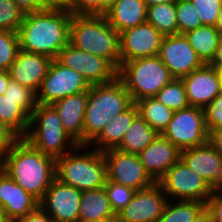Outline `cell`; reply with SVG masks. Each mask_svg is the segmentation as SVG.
Returning a JSON list of instances; mask_svg holds the SVG:
<instances>
[{"label": "cell", "mask_w": 222, "mask_h": 222, "mask_svg": "<svg viewBox=\"0 0 222 222\" xmlns=\"http://www.w3.org/2000/svg\"><path fill=\"white\" fill-rule=\"evenodd\" d=\"M3 169L17 184L39 202L56 178V159L18 138L0 159Z\"/></svg>", "instance_id": "cell-1"}, {"label": "cell", "mask_w": 222, "mask_h": 222, "mask_svg": "<svg viewBox=\"0 0 222 222\" xmlns=\"http://www.w3.org/2000/svg\"><path fill=\"white\" fill-rule=\"evenodd\" d=\"M72 13L49 10L25 14L18 30L20 50L56 59L69 43Z\"/></svg>", "instance_id": "cell-2"}, {"label": "cell", "mask_w": 222, "mask_h": 222, "mask_svg": "<svg viewBox=\"0 0 222 222\" xmlns=\"http://www.w3.org/2000/svg\"><path fill=\"white\" fill-rule=\"evenodd\" d=\"M69 43L84 52L109 60L119 70L120 34L103 14H72Z\"/></svg>", "instance_id": "cell-3"}, {"label": "cell", "mask_w": 222, "mask_h": 222, "mask_svg": "<svg viewBox=\"0 0 222 222\" xmlns=\"http://www.w3.org/2000/svg\"><path fill=\"white\" fill-rule=\"evenodd\" d=\"M132 104L131 96L119 78L106 84L91 85L84 115L83 145H89L109 121Z\"/></svg>", "instance_id": "cell-4"}, {"label": "cell", "mask_w": 222, "mask_h": 222, "mask_svg": "<svg viewBox=\"0 0 222 222\" xmlns=\"http://www.w3.org/2000/svg\"><path fill=\"white\" fill-rule=\"evenodd\" d=\"M89 148V145H77L56 158V179L81 191L102 188L107 179L103 152Z\"/></svg>", "instance_id": "cell-5"}, {"label": "cell", "mask_w": 222, "mask_h": 222, "mask_svg": "<svg viewBox=\"0 0 222 222\" xmlns=\"http://www.w3.org/2000/svg\"><path fill=\"white\" fill-rule=\"evenodd\" d=\"M34 148L53 158H59L78 144L64 130L56 109L51 104H37L30 116L24 137Z\"/></svg>", "instance_id": "cell-6"}, {"label": "cell", "mask_w": 222, "mask_h": 222, "mask_svg": "<svg viewBox=\"0 0 222 222\" xmlns=\"http://www.w3.org/2000/svg\"><path fill=\"white\" fill-rule=\"evenodd\" d=\"M118 78L133 103L154 97L173 77L158 55L121 62Z\"/></svg>", "instance_id": "cell-7"}, {"label": "cell", "mask_w": 222, "mask_h": 222, "mask_svg": "<svg viewBox=\"0 0 222 222\" xmlns=\"http://www.w3.org/2000/svg\"><path fill=\"white\" fill-rule=\"evenodd\" d=\"M168 200L198 201L206 204L212 187L181 159L157 181Z\"/></svg>", "instance_id": "cell-8"}, {"label": "cell", "mask_w": 222, "mask_h": 222, "mask_svg": "<svg viewBox=\"0 0 222 222\" xmlns=\"http://www.w3.org/2000/svg\"><path fill=\"white\" fill-rule=\"evenodd\" d=\"M162 135L180 151L204 145L209 141L204 109L189 106L175 111Z\"/></svg>", "instance_id": "cell-9"}, {"label": "cell", "mask_w": 222, "mask_h": 222, "mask_svg": "<svg viewBox=\"0 0 222 222\" xmlns=\"http://www.w3.org/2000/svg\"><path fill=\"white\" fill-rule=\"evenodd\" d=\"M56 60L85 78L89 85L106 84L118 78V69L107 59L80 50L70 43L63 47Z\"/></svg>", "instance_id": "cell-10"}, {"label": "cell", "mask_w": 222, "mask_h": 222, "mask_svg": "<svg viewBox=\"0 0 222 222\" xmlns=\"http://www.w3.org/2000/svg\"><path fill=\"white\" fill-rule=\"evenodd\" d=\"M89 88L90 85L83 75L52 59L37 92V104H53L59 99L88 91Z\"/></svg>", "instance_id": "cell-11"}, {"label": "cell", "mask_w": 222, "mask_h": 222, "mask_svg": "<svg viewBox=\"0 0 222 222\" xmlns=\"http://www.w3.org/2000/svg\"><path fill=\"white\" fill-rule=\"evenodd\" d=\"M103 156L108 180L133 188L135 191L155 183L145 171L137 154L110 149L104 151Z\"/></svg>", "instance_id": "cell-12"}, {"label": "cell", "mask_w": 222, "mask_h": 222, "mask_svg": "<svg viewBox=\"0 0 222 222\" xmlns=\"http://www.w3.org/2000/svg\"><path fill=\"white\" fill-rule=\"evenodd\" d=\"M158 56L176 79L183 78L204 64L182 34L164 36Z\"/></svg>", "instance_id": "cell-13"}, {"label": "cell", "mask_w": 222, "mask_h": 222, "mask_svg": "<svg viewBox=\"0 0 222 222\" xmlns=\"http://www.w3.org/2000/svg\"><path fill=\"white\" fill-rule=\"evenodd\" d=\"M82 191L54 179L39 206L53 222H78Z\"/></svg>", "instance_id": "cell-14"}, {"label": "cell", "mask_w": 222, "mask_h": 222, "mask_svg": "<svg viewBox=\"0 0 222 222\" xmlns=\"http://www.w3.org/2000/svg\"><path fill=\"white\" fill-rule=\"evenodd\" d=\"M168 201L158 182L135 191L131 202L117 215V222H157Z\"/></svg>", "instance_id": "cell-15"}, {"label": "cell", "mask_w": 222, "mask_h": 222, "mask_svg": "<svg viewBox=\"0 0 222 222\" xmlns=\"http://www.w3.org/2000/svg\"><path fill=\"white\" fill-rule=\"evenodd\" d=\"M163 37L147 22L121 32V62L158 55Z\"/></svg>", "instance_id": "cell-16"}, {"label": "cell", "mask_w": 222, "mask_h": 222, "mask_svg": "<svg viewBox=\"0 0 222 222\" xmlns=\"http://www.w3.org/2000/svg\"><path fill=\"white\" fill-rule=\"evenodd\" d=\"M181 80L190 106L204 109L222 92L221 73L211 64H203Z\"/></svg>", "instance_id": "cell-17"}, {"label": "cell", "mask_w": 222, "mask_h": 222, "mask_svg": "<svg viewBox=\"0 0 222 222\" xmlns=\"http://www.w3.org/2000/svg\"><path fill=\"white\" fill-rule=\"evenodd\" d=\"M51 61L52 59L46 55L19 50L8 70L10 78L37 94Z\"/></svg>", "instance_id": "cell-18"}, {"label": "cell", "mask_w": 222, "mask_h": 222, "mask_svg": "<svg viewBox=\"0 0 222 222\" xmlns=\"http://www.w3.org/2000/svg\"><path fill=\"white\" fill-rule=\"evenodd\" d=\"M145 171L155 181L177 163L181 158V151L162 134L138 154Z\"/></svg>", "instance_id": "cell-19"}, {"label": "cell", "mask_w": 222, "mask_h": 222, "mask_svg": "<svg viewBox=\"0 0 222 222\" xmlns=\"http://www.w3.org/2000/svg\"><path fill=\"white\" fill-rule=\"evenodd\" d=\"M39 206V201L27 193L0 168V207L10 220L26 216Z\"/></svg>", "instance_id": "cell-20"}, {"label": "cell", "mask_w": 222, "mask_h": 222, "mask_svg": "<svg viewBox=\"0 0 222 222\" xmlns=\"http://www.w3.org/2000/svg\"><path fill=\"white\" fill-rule=\"evenodd\" d=\"M180 159L211 187L222 172V154L210 141L201 146L181 150Z\"/></svg>", "instance_id": "cell-21"}, {"label": "cell", "mask_w": 222, "mask_h": 222, "mask_svg": "<svg viewBox=\"0 0 222 222\" xmlns=\"http://www.w3.org/2000/svg\"><path fill=\"white\" fill-rule=\"evenodd\" d=\"M88 91L70 95L51 104L57 111L64 130L78 144L83 145L84 115Z\"/></svg>", "instance_id": "cell-22"}, {"label": "cell", "mask_w": 222, "mask_h": 222, "mask_svg": "<svg viewBox=\"0 0 222 222\" xmlns=\"http://www.w3.org/2000/svg\"><path fill=\"white\" fill-rule=\"evenodd\" d=\"M36 106L37 99H13L3 94L0 96V121L18 138H24Z\"/></svg>", "instance_id": "cell-23"}, {"label": "cell", "mask_w": 222, "mask_h": 222, "mask_svg": "<svg viewBox=\"0 0 222 222\" xmlns=\"http://www.w3.org/2000/svg\"><path fill=\"white\" fill-rule=\"evenodd\" d=\"M103 15L120 34L146 22L147 5L144 0H118Z\"/></svg>", "instance_id": "cell-24"}, {"label": "cell", "mask_w": 222, "mask_h": 222, "mask_svg": "<svg viewBox=\"0 0 222 222\" xmlns=\"http://www.w3.org/2000/svg\"><path fill=\"white\" fill-rule=\"evenodd\" d=\"M138 114L137 105L133 103L128 109L108 122L100 134L89 144L90 148L95 145L93 149L100 152L117 149L127 129Z\"/></svg>", "instance_id": "cell-25"}, {"label": "cell", "mask_w": 222, "mask_h": 222, "mask_svg": "<svg viewBox=\"0 0 222 222\" xmlns=\"http://www.w3.org/2000/svg\"><path fill=\"white\" fill-rule=\"evenodd\" d=\"M101 219H116L104 187L82 191L78 222Z\"/></svg>", "instance_id": "cell-26"}, {"label": "cell", "mask_w": 222, "mask_h": 222, "mask_svg": "<svg viewBox=\"0 0 222 222\" xmlns=\"http://www.w3.org/2000/svg\"><path fill=\"white\" fill-rule=\"evenodd\" d=\"M159 134L138 114L127 129L118 150L139 154L150 145Z\"/></svg>", "instance_id": "cell-27"}, {"label": "cell", "mask_w": 222, "mask_h": 222, "mask_svg": "<svg viewBox=\"0 0 222 222\" xmlns=\"http://www.w3.org/2000/svg\"><path fill=\"white\" fill-rule=\"evenodd\" d=\"M204 64L215 57L220 32L215 26L203 25L184 34Z\"/></svg>", "instance_id": "cell-28"}, {"label": "cell", "mask_w": 222, "mask_h": 222, "mask_svg": "<svg viewBox=\"0 0 222 222\" xmlns=\"http://www.w3.org/2000/svg\"><path fill=\"white\" fill-rule=\"evenodd\" d=\"M139 115L158 134H163L171 121L174 111L163 105L155 97L142 98L135 102Z\"/></svg>", "instance_id": "cell-29"}, {"label": "cell", "mask_w": 222, "mask_h": 222, "mask_svg": "<svg viewBox=\"0 0 222 222\" xmlns=\"http://www.w3.org/2000/svg\"><path fill=\"white\" fill-rule=\"evenodd\" d=\"M147 23L163 36L177 35L176 3H163L147 7Z\"/></svg>", "instance_id": "cell-30"}, {"label": "cell", "mask_w": 222, "mask_h": 222, "mask_svg": "<svg viewBox=\"0 0 222 222\" xmlns=\"http://www.w3.org/2000/svg\"><path fill=\"white\" fill-rule=\"evenodd\" d=\"M205 203L187 200H168L157 222H192Z\"/></svg>", "instance_id": "cell-31"}, {"label": "cell", "mask_w": 222, "mask_h": 222, "mask_svg": "<svg viewBox=\"0 0 222 222\" xmlns=\"http://www.w3.org/2000/svg\"><path fill=\"white\" fill-rule=\"evenodd\" d=\"M154 97L174 112L190 106L181 79L173 78Z\"/></svg>", "instance_id": "cell-32"}, {"label": "cell", "mask_w": 222, "mask_h": 222, "mask_svg": "<svg viewBox=\"0 0 222 222\" xmlns=\"http://www.w3.org/2000/svg\"><path fill=\"white\" fill-rule=\"evenodd\" d=\"M176 19L178 34L184 35L200 26L201 19L190 0H178L176 2Z\"/></svg>", "instance_id": "cell-33"}, {"label": "cell", "mask_w": 222, "mask_h": 222, "mask_svg": "<svg viewBox=\"0 0 222 222\" xmlns=\"http://www.w3.org/2000/svg\"><path fill=\"white\" fill-rule=\"evenodd\" d=\"M20 50L18 32L0 30V70H9Z\"/></svg>", "instance_id": "cell-34"}, {"label": "cell", "mask_w": 222, "mask_h": 222, "mask_svg": "<svg viewBox=\"0 0 222 222\" xmlns=\"http://www.w3.org/2000/svg\"><path fill=\"white\" fill-rule=\"evenodd\" d=\"M103 187L115 215H117L131 202V199L135 193L133 188L115 183L108 179H106Z\"/></svg>", "instance_id": "cell-35"}, {"label": "cell", "mask_w": 222, "mask_h": 222, "mask_svg": "<svg viewBox=\"0 0 222 222\" xmlns=\"http://www.w3.org/2000/svg\"><path fill=\"white\" fill-rule=\"evenodd\" d=\"M24 12L12 0H0V30L18 32Z\"/></svg>", "instance_id": "cell-36"}, {"label": "cell", "mask_w": 222, "mask_h": 222, "mask_svg": "<svg viewBox=\"0 0 222 222\" xmlns=\"http://www.w3.org/2000/svg\"><path fill=\"white\" fill-rule=\"evenodd\" d=\"M203 25L216 26L222 0H190Z\"/></svg>", "instance_id": "cell-37"}, {"label": "cell", "mask_w": 222, "mask_h": 222, "mask_svg": "<svg viewBox=\"0 0 222 222\" xmlns=\"http://www.w3.org/2000/svg\"><path fill=\"white\" fill-rule=\"evenodd\" d=\"M204 112L209 134L222 127V92L204 108Z\"/></svg>", "instance_id": "cell-38"}, {"label": "cell", "mask_w": 222, "mask_h": 222, "mask_svg": "<svg viewBox=\"0 0 222 222\" xmlns=\"http://www.w3.org/2000/svg\"><path fill=\"white\" fill-rule=\"evenodd\" d=\"M72 14H101V0H70Z\"/></svg>", "instance_id": "cell-39"}, {"label": "cell", "mask_w": 222, "mask_h": 222, "mask_svg": "<svg viewBox=\"0 0 222 222\" xmlns=\"http://www.w3.org/2000/svg\"><path fill=\"white\" fill-rule=\"evenodd\" d=\"M4 94L13 99H37V94L19 83L10 80Z\"/></svg>", "instance_id": "cell-40"}, {"label": "cell", "mask_w": 222, "mask_h": 222, "mask_svg": "<svg viewBox=\"0 0 222 222\" xmlns=\"http://www.w3.org/2000/svg\"><path fill=\"white\" fill-rule=\"evenodd\" d=\"M205 207L210 211L213 222H222V194L212 192Z\"/></svg>", "instance_id": "cell-41"}, {"label": "cell", "mask_w": 222, "mask_h": 222, "mask_svg": "<svg viewBox=\"0 0 222 222\" xmlns=\"http://www.w3.org/2000/svg\"><path fill=\"white\" fill-rule=\"evenodd\" d=\"M17 139L18 137L0 121V159Z\"/></svg>", "instance_id": "cell-42"}, {"label": "cell", "mask_w": 222, "mask_h": 222, "mask_svg": "<svg viewBox=\"0 0 222 222\" xmlns=\"http://www.w3.org/2000/svg\"><path fill=\"white\" fill-rule=\"evenodd\" d=\"M16 222H53V220L40 206H38L26 216L17 219Z\"/></svg>", "instance_id": "cell-43"}, {"label": "cell", "mask_w": 222, "mask_h": 222, "mask_svg": "<svg viewBox=\"0 0 222 222\" xmlns=\"http://www.w3.org/2000/svg\"><path fill=\"white\" fill-rule=\"evenodd\" d=\"M24 14L38 12L44 10L39 3V0H12Z\"/></svg>", "instance_id": "cell-44"}, {"label": "cell", "mask_w": 222, "mask_h": 222, "mask_svg": "<svg viewBox=\"0 0 222 222\" xmlns=\"http://www.w3.org/2000/svg\"><path fill=\"white\" fill-rule=\"evenodd\" d=\"M39 3L43 9L69 11L70 0H39Z\"/></svg>", "instance_id": "cell-45"}, {"label": "cell", "mask_w": 222, "mask_h": 222, "mask_svg": "<svg viewBox=\"0 0 222 222\" xmlns=\"http://www.w3.org/2000/svg\"><path fill=\"white\" fill-rule=\"evenodd\" d=\"M209 141L222 154V127L209 134Z\"/></svg>", "instance_id": "cell-46"}, {"label": "cell", "mask_w": 222, "mask_h": 222, "mask_svg": "<svg viewBox=\"0 0 222 222\" xmlns=\"http://www.w3.org/2000/svg\"><path fill=\"white\" fill-rule=\"evenodd\" d=\"M218 71L222 69V34H220L215 57L210 63Z\"/></svg>", "instance_id": "cell-47"}, {"label": "cell", "mask_w": 222, "mask_h": 222, "mask_svg": "<svg viewBox=\"0 0 222 222\" xmlns=\"http://www.w3.org/2000/svg\"><path fill=\"white\" fill-rule=\"evenodd\" d=\"M11 80L8 70H0V96L4 94L5 89Z\"/></svg>", "instance_id": "cell-48"}, {"label": "cell", "mask_w": 222, "mask_h": 222, "mask_svg": "<svg viewBox=\"0 0 222 222\" xmlns=\"http://www.w3.org/2000/svg\"><path fill=\"white\" fill-rule=\"evenodd\" d=\"M192 222H213L210 211L204 207L194 218Z\"/></svg>", "instance_id": "cell-49"}, {"label": "cell", "mask_w": 222, "mask_h": 222, "mask_svg": "<svg viewBox=\"0 0 222 222\" xmlns=\"http://www.w3.org/2000/svg\"><path fill=\"white\" fill-rule=\"evenodd\" d=\"M118 0H101V14H104L108 8L115 4Z\"/></svg>", "instance_id": "cell-50"}, {"label": "cell", "mask_w": 222, "mask_h": 222, "mask_svg": "<svg viewBox=\"0 0 222 222\" xmlns=\"http://www.w3.org/2000/svg\"><path fill=\"white\" fill-rule=\"evenodd\" d=\"M147 7L157 5V4H163V3H176L178 0H144Z\"/></svg>", "instance_id": "cell-51"}, {"label": "cell", "mask_w": 222, "mask_h": 222, "mask_svg": "<svg viewBox=\"0 0 222 222\" xmlns=\"http://www.w3.org/2000/svg\"><path fill=\"white\" fill-rule=\"evenodd\" d=\"M212 192H217V193L222 194V172L220 173L218 180L212 187Z\"/></svg>", "instance_id": "cell-52"}, {"label": "cell", "mask_w": 222, "mask_h": 222, "mask_svg": "<svg viewBox=\"0 0 222 222\" xmlns=\"http://www.w3.org/2000/svg\"><path fill=\"white\" fill-rule=\"evenodd\" d=\"M215 27L219 30L220 34H222V6L219 11L218 21Z\"/></svg>", "instance_id": "cell-53"}, {"label": "cell", "mask_w": 222, "mask_h": 222, "mask_svg": "<svg viewBox=\"0 0 222 222\" xmlns=\"http://www.w3.org/2000/svg\"><path fill=\"white\" fill-rule=\"evenodd\" d=\"M9 219L7 218L4 210L0 207V222H7Z\"/></svg>", "instance_id": "cell-54"}, {"label": "cell", "mask_w": 222, "mask_h": 222, "mask_svg": "<svg viewBox=\"0 0 222 222\" xmlns=\"http://www.w3.org/2000/svg\"><path fill=\"white\" fill-rule=\"evenodd\" d=\"M85 222H117V219H101V220H90Z\"/></svg>", "instance_id": "cell-55"}, {"label": "cell", "mask_w": 222, "mask_h": 222, "mask_svg": "<svg viewBox=\"0 0 222 222\" xmlns=\"http://www.w3.org/2000/svg\"><path fill=\"white\" fill-rule=\"evenodd\" d=\"M7 222H16V220H10V219H9Z\"/></svg>", "instance_id": "cell-56"}]
</instances>
